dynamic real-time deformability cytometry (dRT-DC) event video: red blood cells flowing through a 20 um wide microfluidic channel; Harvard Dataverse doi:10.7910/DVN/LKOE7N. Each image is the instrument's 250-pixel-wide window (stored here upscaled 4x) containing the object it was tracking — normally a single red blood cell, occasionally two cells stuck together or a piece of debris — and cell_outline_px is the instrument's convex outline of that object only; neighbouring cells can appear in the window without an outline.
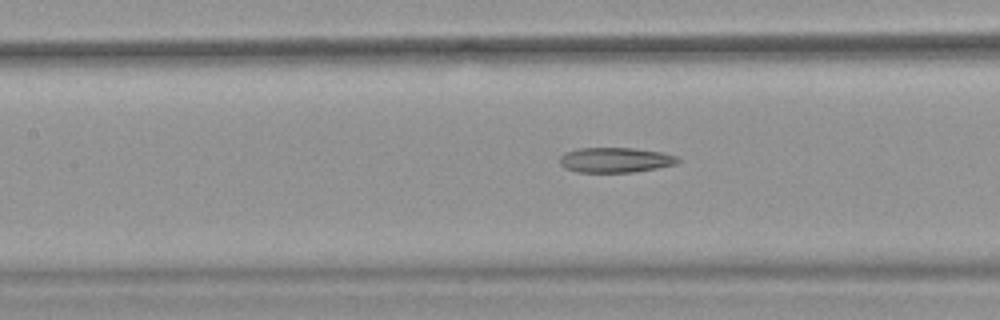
{"species": "common noctule bat (a hibernating species)", "species_latin": "Nyctalus noctula", "temperature_condition": "warm", "stored_images_in_passage": 35, "camera_frame_rate_fps": 3000, "um_per_image_px": 0.085, "animal": {"sex": "female", "body_mass_g": 18.4}, "frame": {"image": 1, "passage_image": 16, "time_ms": 5.0, "image_size_px": [1000, 320], "cell_outline_px": [[680, 160], [676, 164], [656, 168], [632, 172], [576, 172], [564, 168], [560, 164], [560, 156], [564, 152], [576, 148], [632, 148], [660, 152], [676, 156]], "centroid_in_image_um": [52.24, 13.6], "position_along_channel_um": 155.2, "area_um2": 17.22}}
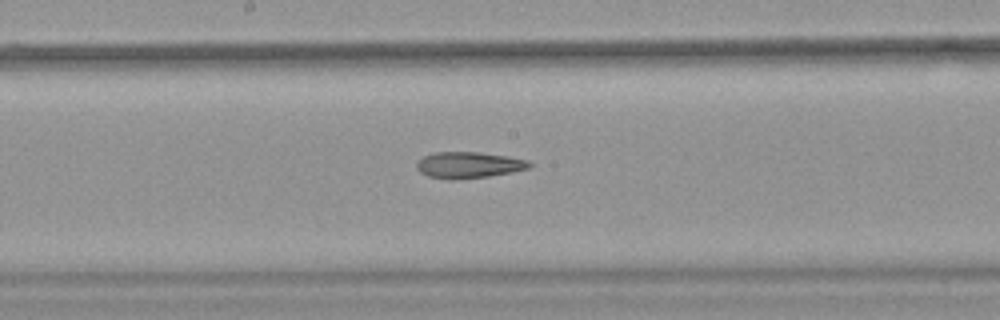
{"frame": {"image": 2, "passage_image": 20, "time_ms": 6.333, "image_size_px": [1000, 320], "cell_outline_px": [[532, 164], [528, 168], [512, 172], [488, 176], [456, 180], [448, 180], [428, 176], [420, 172], [416, 168], [416, 164], [424, 156], [432, 152], [480, 152], [508, 156], [528, 160]], "centroid_in_image_um": [39.82, 14.03], "position_along_channel_um": 208.4, "area_um2": 17.34}}